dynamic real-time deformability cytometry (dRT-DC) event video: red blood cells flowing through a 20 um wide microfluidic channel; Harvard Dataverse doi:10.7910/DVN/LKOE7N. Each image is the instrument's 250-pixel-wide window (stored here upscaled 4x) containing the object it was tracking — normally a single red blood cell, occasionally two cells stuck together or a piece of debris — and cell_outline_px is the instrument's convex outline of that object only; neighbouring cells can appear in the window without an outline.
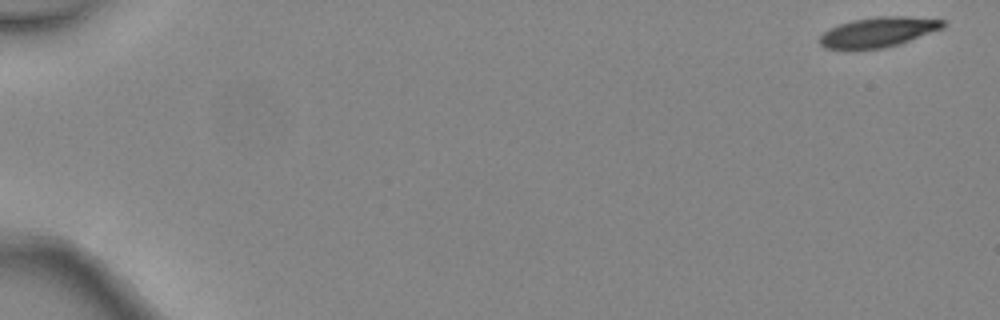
{"species": "common noctule bat (a hibernating species)", "species_latin": "Nyctalus noctula", "temperature_condition": "warm", "stored_images_in_passage": 5, "camera_frame_rate_fps": 3000, "um_per_image_px": 0.085, "animal": {"sex": "female", "body_mass_g": 24.6, "forearm_length_mm": 56.2}, "frame": {"image": 1, "passage_image": 1, "time_ms": 0.0, "image_size_px": [1000, 320], "cell_outline_px": [[948, 24], [944, 28], [900, 44], [884, 48], [824, 48], [820, 44], [820, 36], [824, 32], [840, 24], [852, 20], [876, 16], [904, 16], [944, 20]], "centroid_in_image_um": [74.72, 2.71], "position_along_channel_um": 10.3, "area_um2": 21.33}}
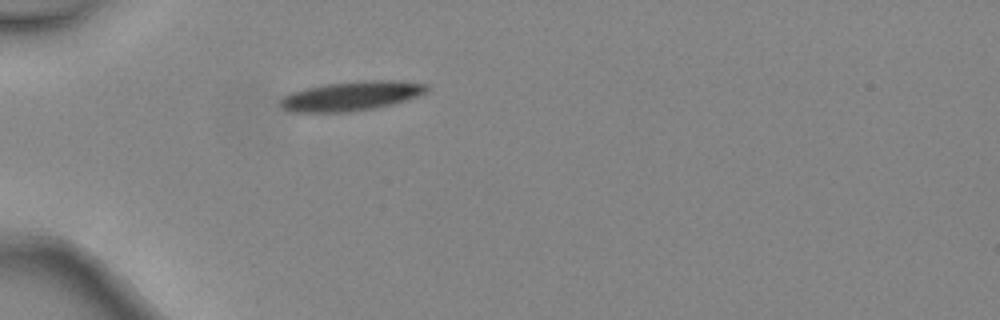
{"frame": {"image": 2, "passage_image": 5, "time_ms": 1.333, "image_size_px": [1000, 320], "cell_outline_px": [[428, 92], [392, 104], [372, 108], [348, 112], [292, 112], [284, 108], [280, 104], [280, 100], [284, 96], [292, 92], [324, 84], [360, 80], [400, 80], [428, 84]], "centroid_in_image_um": [29.89, 8.14], "position_along_channel_um": 55.1, "area_um2": 24.97}}